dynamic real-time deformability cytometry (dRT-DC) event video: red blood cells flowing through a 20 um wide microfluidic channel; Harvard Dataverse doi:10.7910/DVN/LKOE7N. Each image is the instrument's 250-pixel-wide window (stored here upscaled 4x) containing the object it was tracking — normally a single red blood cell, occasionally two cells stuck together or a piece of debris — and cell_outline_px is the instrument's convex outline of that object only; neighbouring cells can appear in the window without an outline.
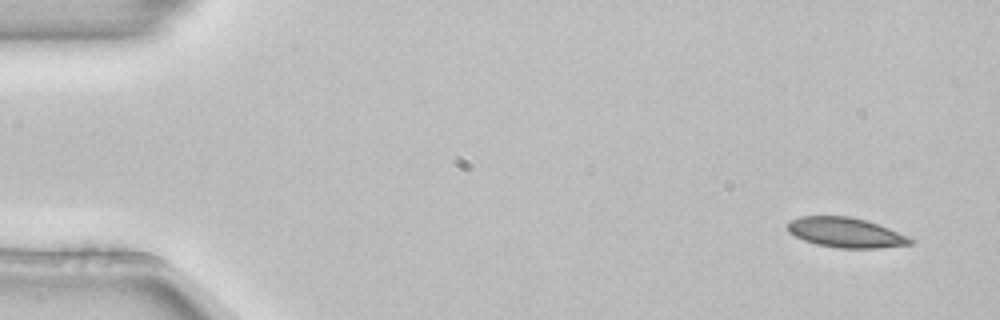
{"species": "common noctule bat (a hibernating species)", "species_latin": "Nyctalus noctula", "temperature_condition": "room temperature", "stored_images_in_passage": 6, "camera_frame_rate_fps": 3000, "um_per_image_px": 0.085, "animal": {"sex": "female", "body_mass_g": 22.7, "forearm_length_mm": 54.2}, "frame": {"image": 1, "passage_image": 1, "time_ms": 0.0, "image_size_px": [1000, 320], "cell_outline_px": [[912, 244], [880, 248], [836, 248], [816, 244], [804, 240], [788, 232], [788, 224], [792, 220], [800, 216], [848, 216], [864, 220], [888, 228], [908, 236], [912, 240]], "centroid_in_image_um": [71.87, 19.77], "position_along_channel_um": 13.1, "area_um2": 21.15}}
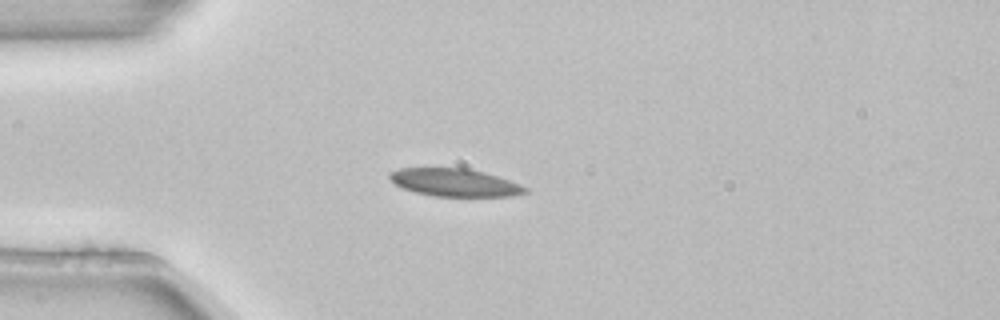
{"frame": {"image": 2, "passage_image": 3, "time_ms": 0.667, "image_size_px": [1000, 320], "cell_outline_px": [[528, 192], [508, 196], [436, 196], [416, 192], [404, 188], [396, 184], [388, 176], [388, 172], [400, 168], [468, 168], [484, 172], [520, 184], [528, 188]], "centroid_in_image_um": [38.64, 15.5], "position_along_channel_um": 46.4, "area_um2": 21.68}}